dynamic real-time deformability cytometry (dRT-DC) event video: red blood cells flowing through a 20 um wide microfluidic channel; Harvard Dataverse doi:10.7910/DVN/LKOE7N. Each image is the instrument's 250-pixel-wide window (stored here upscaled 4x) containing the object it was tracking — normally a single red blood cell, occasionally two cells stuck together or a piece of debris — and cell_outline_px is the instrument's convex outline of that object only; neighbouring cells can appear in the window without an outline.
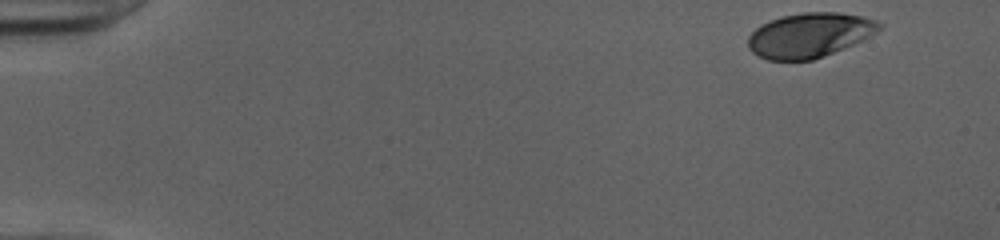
{"species": "human", "species_latin": "Homo sapiens", "temperature_condition": "cold", "stored_images_in_passage": 48, "camera_frame_rate_fps": 3000, "um_per_image_px": 0.085, "donor": {"sex": "female"}, "frame": {"image": 1, "passage_image": 1, "time_ms": 0.0, "image_size_px": [1000, 240], "cell_outline_px": [[884, 24], [876, 32], [864, 40], [824, 56], [812, 60], [768, 60], [752, 52], [748, 48], [748, 36], [760, 24], [780, 16], [804, 12], [836, 12], [860, 16], [876, 20]], "centroid_in_image_um": [68.81, 2.98], "position_along_channel_um": 16.2, "area_um2": 34.16}}
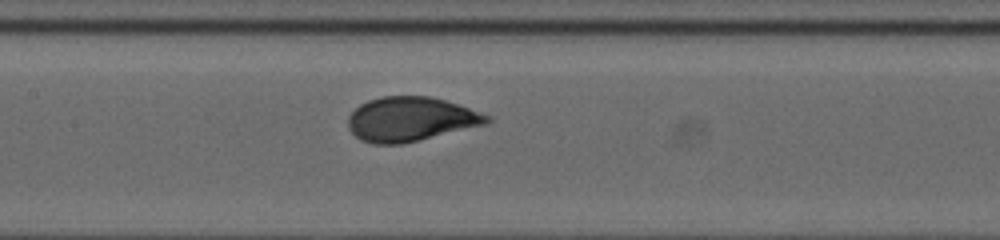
{"frame": {"image": 2, "passage_image": 23, "time_ms": 7.333, "image_size_px": [1000, 240], "cell_outline_px": [[492, 120], [488, 124], [400, 144], [372, 144], [360, 140], [348, 128], [348, 116], [360, 104], [368, 100], [380, 96], [428, 96], [444, 100], [492, 116]], "centroid_in_image_um": [34.89, 10.13], "position_along_channel_um": 172.5, "area_um2": 35.78}}
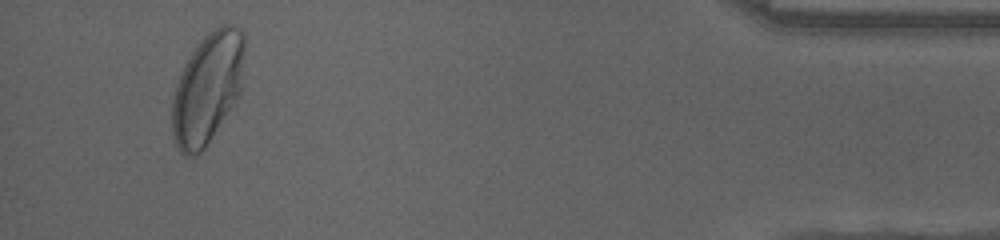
{"frame": {"image": 3, "passage_image": 46, "time_ms": 15.0, "image_size_px": [1000, 240], "cell_outline_px": [[244, 48], [240, 92], [204, 148], [196, 156], [184, 156], [180, 152], [176, 144], [172, 132], [172, 100], [176, 84], [192, 52], [204, 36], [220, 24], [232, 24], [240, 28], [244, 32]], "centroid_in_image_um": [17.63, 7.48], "position_along_channel_um": 417.6, "area_um2": 46.01}, "authors_computed_cell_mechanics": {"area_um2": 35.836, "velocity_mm_per_s": 3.9977, "shape_relaxation_time_tau1_ms": 3.0172, "shape_relaxation_time_tau2_ms": null, "deformation_change_tau1": 0.1622, "deformation_change_tau2": null}}